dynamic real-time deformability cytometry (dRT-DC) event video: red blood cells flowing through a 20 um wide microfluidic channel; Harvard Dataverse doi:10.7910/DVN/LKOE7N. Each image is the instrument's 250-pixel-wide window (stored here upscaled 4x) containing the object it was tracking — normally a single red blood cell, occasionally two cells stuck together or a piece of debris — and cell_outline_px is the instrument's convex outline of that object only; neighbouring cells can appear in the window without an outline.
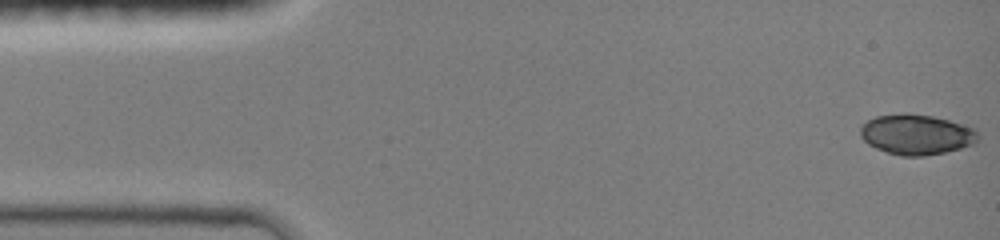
{"species": "common noctule bat (a hibernating species)", "species_latin": "Nyctalus noctula", "temperature_condition": "room temperature", "stored_images_in_passage": 5, "camera_frame_rate_fps": 3000, "um_per_image_px": 0.085, "animal": {"sex": "female", "body_mass_g": 19.0, "forearm_length_mm": 51.5}, "frame": {"image": 1, "passage_image": 1, "time_ms": 0.0, "image_size_px": [1000, 240], "cell_outline_px": [[980, 136], [976, 144], [944, 152], [924, 156], [900, 156], [876, 148], [868, 144], [860, 136], [860, 128], [868, 120], [876, 116], [904, 112], [908, 112], [932, 116], [948, 120], [976, 128]], "centroid_in_image_um": [77.92, 11.42], "position_along_channel_um": 7.1, "area_um2": 27.86}}
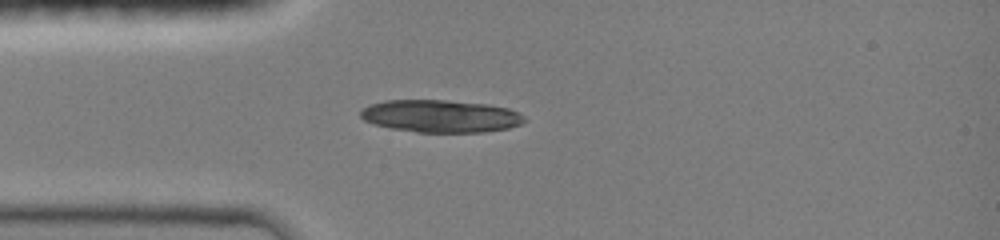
{"frame": {"image": 2, "passage_image": 5, "time_ms": 3.667, "image_size_px": [1000, 240], "cell_outline_px": [[528, 120], [520, 124], [508, 128], [484, 132], [416, 132], [392, 128], [376, 124], [364, 120], [360, 116], [360, 112], [368, 104], [384, 100], [444, 100], [488, 104], [508, 108], [524, 116]], "centroid_in_image_um": [37.45, 9.86], "position_along_channel_um": 47.5, "area_um2": 30.98}}